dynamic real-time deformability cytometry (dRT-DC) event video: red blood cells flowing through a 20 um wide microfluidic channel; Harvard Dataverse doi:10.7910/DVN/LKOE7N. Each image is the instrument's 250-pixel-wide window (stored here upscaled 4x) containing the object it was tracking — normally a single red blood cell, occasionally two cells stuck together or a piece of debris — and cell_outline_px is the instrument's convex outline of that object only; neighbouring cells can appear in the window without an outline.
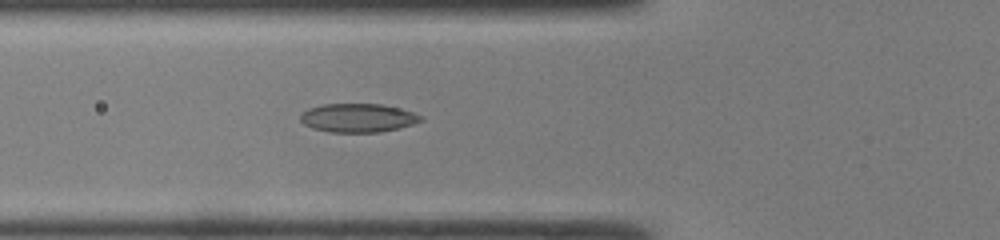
{"species": "common noctule bat (a hibernating species)", "species_latin": "Nyctalus noctula", "temperature_condition": "room temperature", "stored_images_in_passage": 37, "camera_frame_rate_fps": 3000, "um_per_image_px": 0.085, "animal": {"sex": "male", "body_mass_g": 19.0, "forearm_length_mm": 50.8}, "frame": {"image": 1, "passage_image": 7, "time_ms": 2.0, "image_size_px": [1000, 240], "cell_outline_px": [[424, 120], [400, 128], [380, 132], [328, 132], [312, 128], [304, 124], [300, 120], [300, 116], [308, 108], [324, 104], [380, 104], [412, 112], [424, 116]], "centroid_in_image_um": [30.42, 10.03], "position_along_channel_um": 95.4, "area_um2": 20.06}}
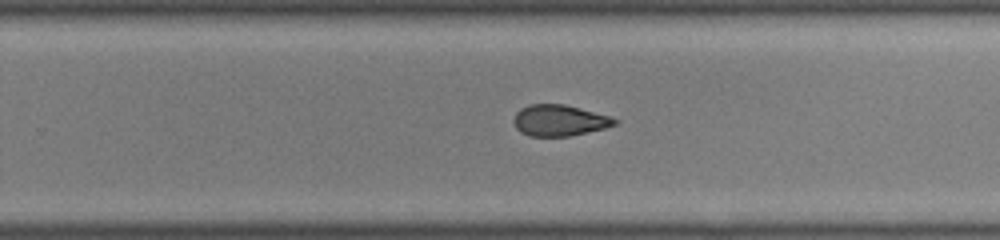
{"frame": {"image": 2, "passage_image": 20, "time_ms": 6.333, "image_size_px": [1000, 240], "cell_outline_px": [[620, 120], [616, 124], [604, 128], [568, 136], [528, 136], [520, 132], [516, 128], [512, 120], [516, 112], [520, 108], [528, 104], [564, 104], [580, 108], [608, 116]], "centroid_in_image_um": [47.49, 10.23], "position_along_channel_um": 282.3, "area_um2": 18.32}}
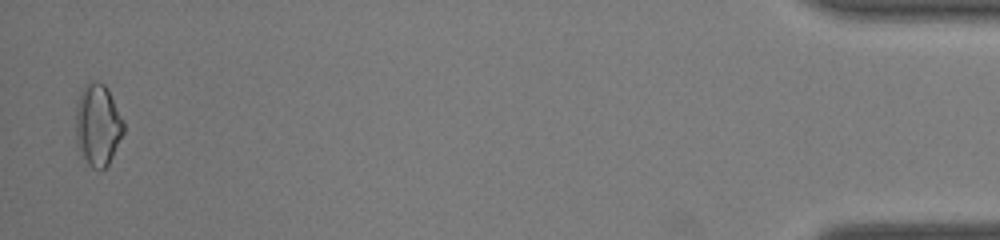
{"frame": {"image": 3, "passage_image": 36, "time_ms": 11.667, "image_size_px": [1000, 240], "cell_outline_px": [[124, 132], [108, 164], [100, 172], [92, 168], [88, 164], [80, 152], [76, 144], [76, 104], [80, 92], [92, 80], [96, 80], [104, 84], [108, 88], [124, 120]], "centroid_in_image_um": [8.31, 10.62], "position_along_channel_um": 426.9, "area_um2": 23.0}, "authors_computed_cell_mechanics": {"area_um2": 19.4208, "velocity_mm_per_s": 4.3187, "shape_relaxation_time_tau1_ms": null, "shape_relaxation_time_tau2_ms": 2.3857, "deformation_change_tau1": null, "deformation_change_tau2": 0.0852}}